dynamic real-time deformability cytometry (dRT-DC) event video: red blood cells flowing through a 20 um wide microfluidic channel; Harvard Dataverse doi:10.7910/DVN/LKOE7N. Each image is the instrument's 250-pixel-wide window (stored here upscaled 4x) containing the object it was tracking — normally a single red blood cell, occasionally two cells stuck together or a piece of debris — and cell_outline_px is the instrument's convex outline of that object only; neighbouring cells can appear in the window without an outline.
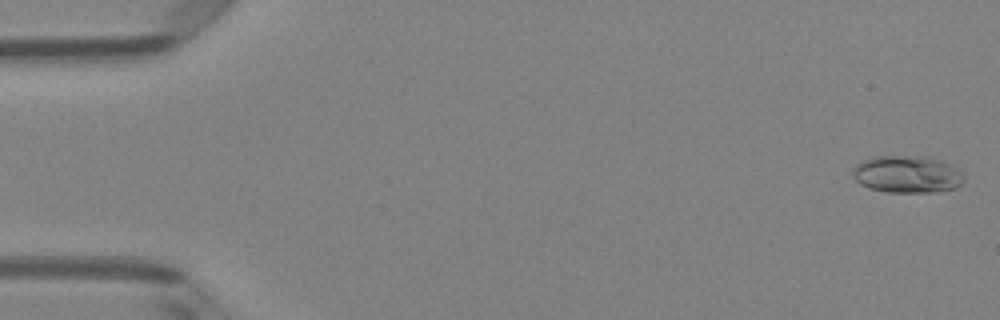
{"species": "Egyptian fruit bat (a non-hibernating species)", "species_latin": "Rousettus aegyptiacus", "temperature_condition": "room temperature", "stored_images_in_passage": 50, "camera_frame_rate_fps": 3000, "um_per_image_px": 0.085, "animal": {"sex": "female"}, "frame": {"image": 1, "passage_image": 1, "time_ms": 0.0, "image_size_px": [1000, 320], "cell_outline_px": [[964, 180], [956, 188], [936, 192], [888, 192], [868, 188], [860, 184], [852, 176], [852, 172], [856, 164], [872, 156], [924, 156], [940, 160], [956, 168], [964, 176]], "centroid_in_image_um": [77.08, 14.82], "position_along_channel_um": 7.9, "area_um2": 24.16}}
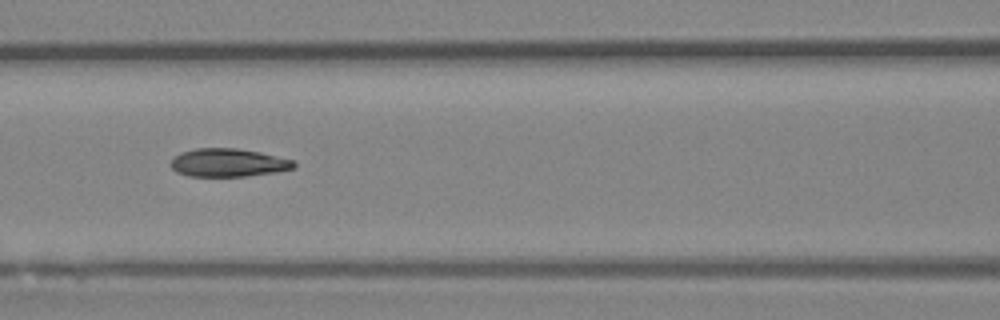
{"frame": {"image": 2, "passage_image": 22, "time_ms": 7.0, "image_size_px": [1000, 320], "cell_outline_px": [[296, 168], [276, 172], [248, 176], [188, 176], [176, 172], [172, 168], [172, 160], [180, 152], [196, 148], [236, 148], [260, 152], [292, 160], [296, 164]], "centroid_in_image_um": [19.41, 13.83], "position_along_channel_um": 147.2, "area_um2": 20.17}}
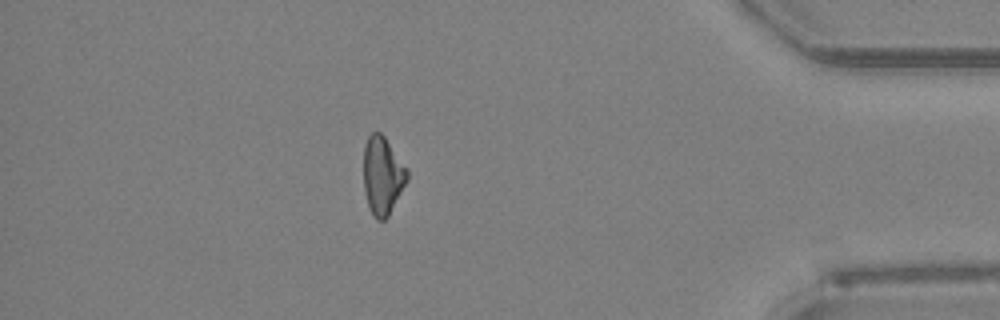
{"frame": {"image": 3, "passage_image": 44, "time_ms": 14.333, "image_size_px": [1000, 320], "cell_outline_px": [[408, 180], [388, 216], [384, 220], [376, 220], [372, 216], [368, 204], [364, 188], [364, 144], [368, 136], [372, 132], [380, 132], [384, 136], [408, 168]], "centroid_in_image_um": [32.52, 14.92], "position_along_channel_um": 402.7, "area_um2": 19.88}, "authors_computed_cell_mechanics": {"area_um2": 20.5768, "velocity_mm_per_s": 4.0414, "shape_relaxation_time_tau1_ms": 6.5115, "shape_relaxation_time_tau2_ms": 2.7952, "deformation_change_tau1": 0.1511, "deformation_change_tau2": 0.0947}}